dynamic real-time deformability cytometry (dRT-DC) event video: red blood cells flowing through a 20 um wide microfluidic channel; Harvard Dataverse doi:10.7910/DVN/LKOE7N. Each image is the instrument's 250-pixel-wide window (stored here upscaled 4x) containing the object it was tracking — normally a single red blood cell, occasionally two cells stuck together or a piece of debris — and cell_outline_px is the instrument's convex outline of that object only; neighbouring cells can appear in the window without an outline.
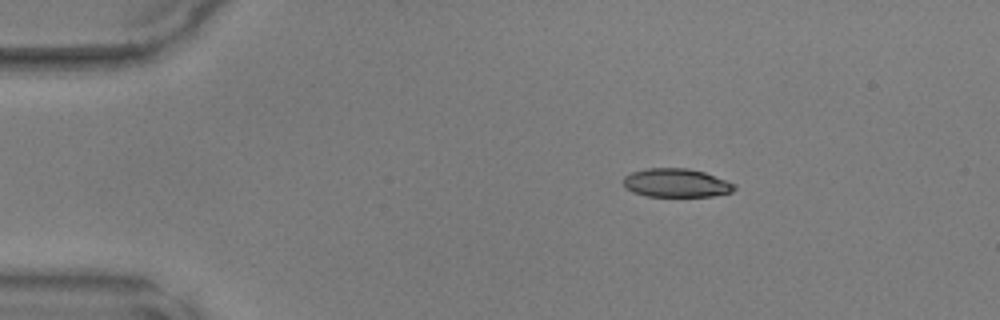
{"species": "common noctule bat (a hibernating species)", "species_latin": "Nyctalus noctula", "temperature_condition": "warm", "stored_images_in_passage": 41, "camera_frame_rate_fps": 3000, "um_per_image_px": 0.085, "animal": {"sex": "male", "body_mass_g": 17.9, "forearm_length_mm": 54.2}, "frame": {"image": 1, "passage_image": 1, "time_ms": 0.0, "image_size_px": [1000, 320], "cell_outline_px": [[736, 188], [732, 192], [712, 196], [644, 196], [632, 192], [624, 188], [624, 176], [632, 172], [648, 168], [688, 168], [704, 172], [736, 184]], "centroid_in_image_um": [57.47, 15.55], "position_along_channel_um": 27.5, "area_um2": 18.55}}
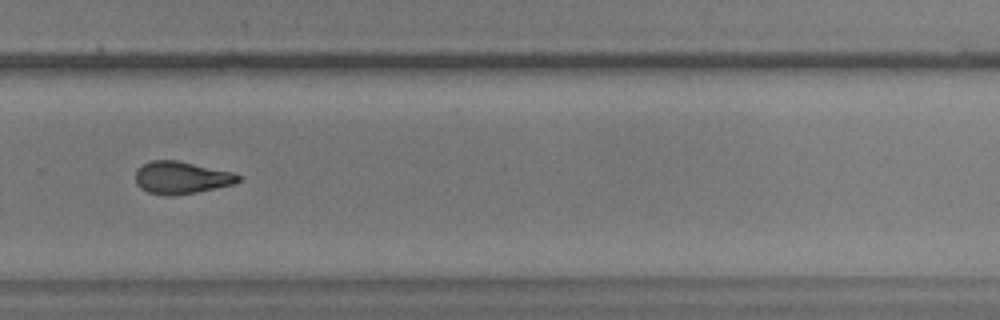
{"frame": {"image": 2, "passage_image": 26, "time_ms": 8.333, "image_size_px": [1000, 320], "cell_outline_px": [[240, 180], [232, 184], [196, 192], [168, 196], [164, 196], [148, 192], [140, 188], [136, 184], [136, 168], [152, 160], [176, 160], [232, 172], [240, 176]], "centroid_in_image_um": [15.36, 15.1], "position_along_channel_um": 314.4, "area_um2": 19.19}}
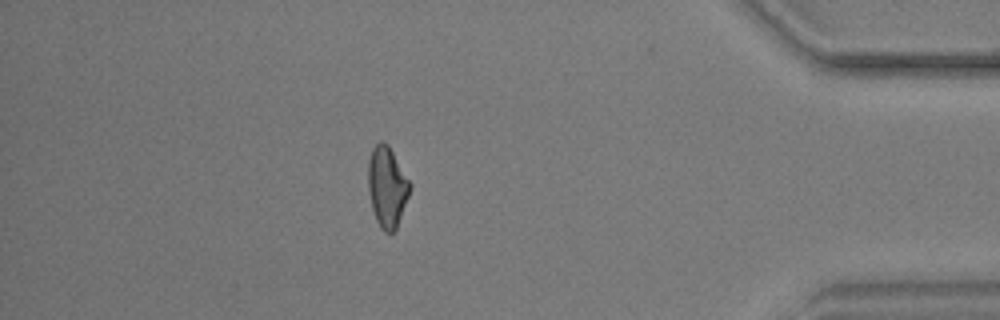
{"frame": {"image": 3, "passage_image": 35, "time_ms": 11.333, "image_size_px": [1000, 320], "cell_outline_px": [[412, 184], [408, 196], [396, 228], [392, 232], [384, 232], [380, 228], [376, 220], [372, 208], [368, 192], [368, 160], [372, 148], [380, 140], [384, 140], [388, 144]], "centroid_in_image_um": [32.88, 15.84], "position_along_channel_um": 402.3, "area_um2": 19.65}}